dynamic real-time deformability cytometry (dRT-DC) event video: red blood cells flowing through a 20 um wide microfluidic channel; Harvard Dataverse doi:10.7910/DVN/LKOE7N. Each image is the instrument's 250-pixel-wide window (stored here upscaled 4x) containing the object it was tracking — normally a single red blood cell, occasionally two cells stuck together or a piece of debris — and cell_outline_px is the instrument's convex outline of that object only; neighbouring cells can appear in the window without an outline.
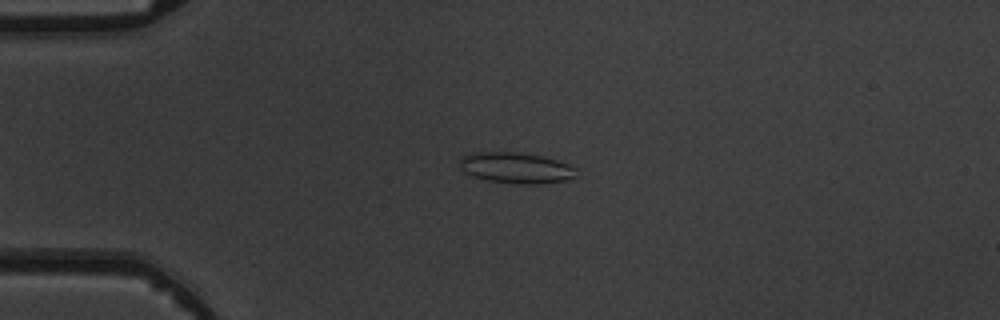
{"species": "common noctule bat (a hibernating species)", "species_latin": "Nyctalus noctula", "temperature_condition": "warm", "stored_images_in_passage": 4, "camera_frame_rate_fps": 3000, "um_per_image_px": 0.085, "animal": {"sex": "male", "body_mass_g": 19.5, "forearm_length_mm": 54.6}, "frame": {"image": 1, "passage_image": 3, "time_ms": 3.333, "image_size_px": [1000, 320], "cell_outline_px": [[576, 176], [564, 180], [540, 184], [520, 184], [488, 180], [472, 176], [464, 172], [460, 168], [460, 156], [472, 152], [516, 152], [544, 156], [568, 164], [576, 168]], "centroid_in_image_um": [43.83, 14.26], "position_along_channel_um": 41.2, "area_um2": 21.04}}